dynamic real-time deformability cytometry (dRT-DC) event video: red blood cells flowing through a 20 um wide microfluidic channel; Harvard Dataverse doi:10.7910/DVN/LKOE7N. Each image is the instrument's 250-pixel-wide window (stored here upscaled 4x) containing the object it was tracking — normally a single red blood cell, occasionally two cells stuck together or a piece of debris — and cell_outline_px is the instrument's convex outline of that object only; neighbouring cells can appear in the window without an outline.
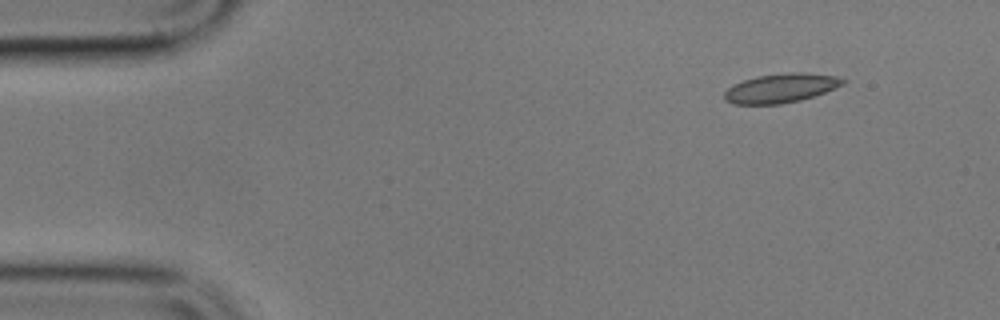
{"species": "common noctule bat (a hibernating species)", "species_latin": "Nyctalus noctula", "temperature_condition": "cold", "stored_images_in_passage": 3, "camera_frame_rate_fps": 3000, "um_per_image_px": 0.085, "animal": {"sex": "male", "body_mass_g": 17.9}, "frame": {"image": 1, "passage_image": 1, "time_ms": 0.0, "image_size_px": [1000, 320], "cell_outline_px": [[848, 80], [844, 84], [824, 92], [800, 100], [780, 104], [732, 104], [724, 100], [724, 92], [732, 84], [756, 76], [788, 72], [800, 72], [836, 76]], "centroid_in_image_um": [66.34, 7.48], "position_along_channel_um": 18.7, "area_um2": 20.11}}
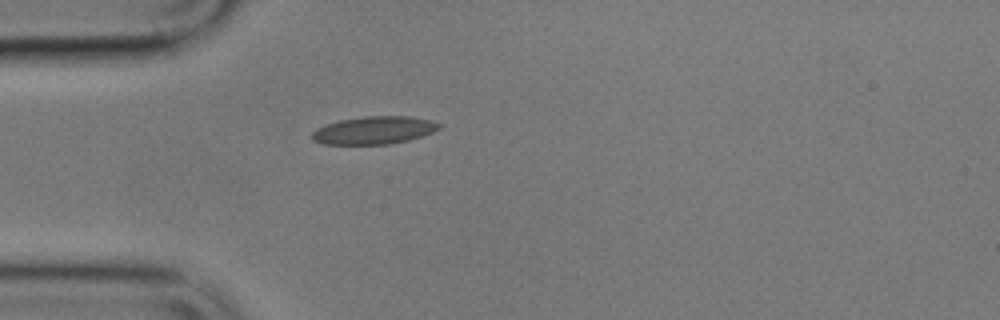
{"frame": {"image": 2, "passage_image": 3, "time_ms": 3.333, "image_size_px": [1000, 320], "cell_outline_px": [[440, 128], [432, 132], [408, 140], [388, 144], [324, 144], [312, 140], [312, 132], [316, 128], [340, 120], [364, 116], [408, 116], [428, 120], [440, 124]], "centroid_in_image_um": [31.76, 11.07], "position_along_channel_um": 53.2, "area_um2": 20.29}}